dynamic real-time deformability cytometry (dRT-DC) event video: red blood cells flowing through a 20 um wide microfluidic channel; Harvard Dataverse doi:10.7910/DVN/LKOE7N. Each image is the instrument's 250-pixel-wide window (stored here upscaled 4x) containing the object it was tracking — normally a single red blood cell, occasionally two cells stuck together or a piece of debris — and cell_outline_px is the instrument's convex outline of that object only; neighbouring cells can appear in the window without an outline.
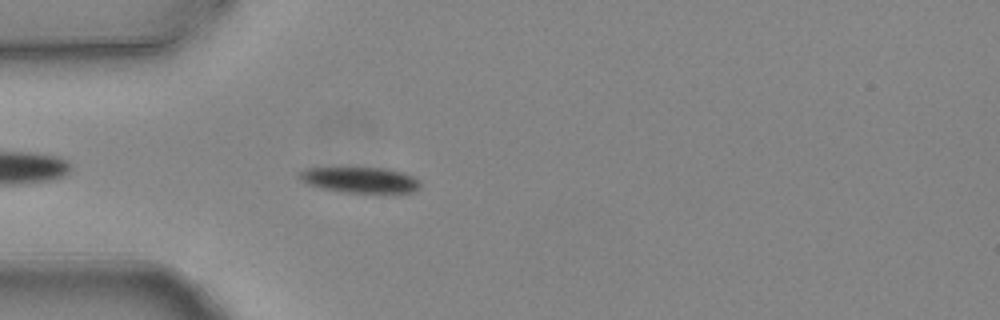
{"species": "common noctule bat (a hibernating species)", "species_latin": "Nyctalus noctula", "temperature_condition": "warm", "stored_images_in_passage": 3, "camera_frame_rate_fps": 3000, "um_per_image_px": 0.085, "animal": {"sex": "female", "body_mass_g": 24.6, "forearm_length_mm": 56.2}, "frame": {"image": 1, "passage_image": 3, "time_ms": 0.667, "image_size_px": [1000, 320], "cell_outline_px": [[420, 188], [412, 192], [384, 196], [344, 192], [320, 188], [308, 184], [300, 180], [296, 176], [296, 172], [304, 168], [384, 168], [404, 172], [420, 180]], "centroid_in_image_um": [30.64, 15.34], "position_along_channel_um": 54.4, "area_um2": 19.19}}